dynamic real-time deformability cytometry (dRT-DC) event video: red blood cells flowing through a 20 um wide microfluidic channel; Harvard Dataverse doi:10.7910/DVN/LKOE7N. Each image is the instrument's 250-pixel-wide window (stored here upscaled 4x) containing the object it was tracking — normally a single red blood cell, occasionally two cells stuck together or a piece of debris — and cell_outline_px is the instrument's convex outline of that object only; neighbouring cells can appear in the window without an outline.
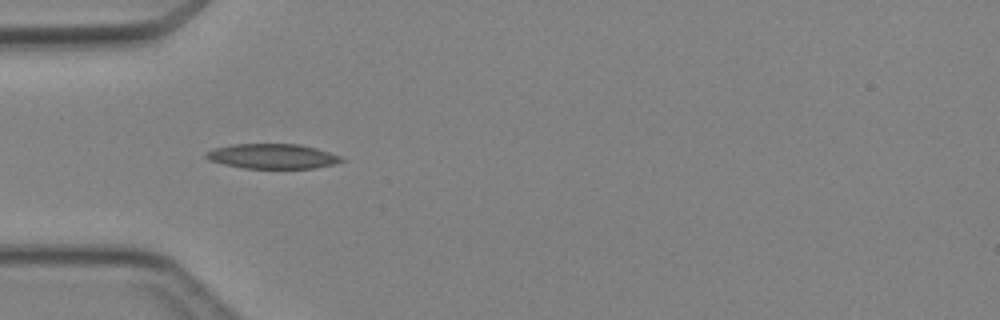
{"species": "Egyptian fruit bat (a non-hibernating species)", "species_latin": "Rousettus aegyptiacus", "temperature_condition": "cold", "stored_images_in_passage": 8, "camera_frame_rate_fps": 3000, "um_per_image_px": 0.085, "animal": {"sex": "female"}, "frame": {"image": 1, "passage_image": 7, "time_ms": 6.667, "image_size_px": [1000, 320], "cell_outline_px": [[344, 160], [332, 164], [312, 168], [244, 168], [224, 164], [208, 160], [204, 156], [204, 152], [212, 148], [232, 144], [300, 144], [316, 148], [344, 156]], "centroid_in_image_um": [23.12, 13.27], "position_along_channel_um": 61.9, "area_um2": 19.71}}
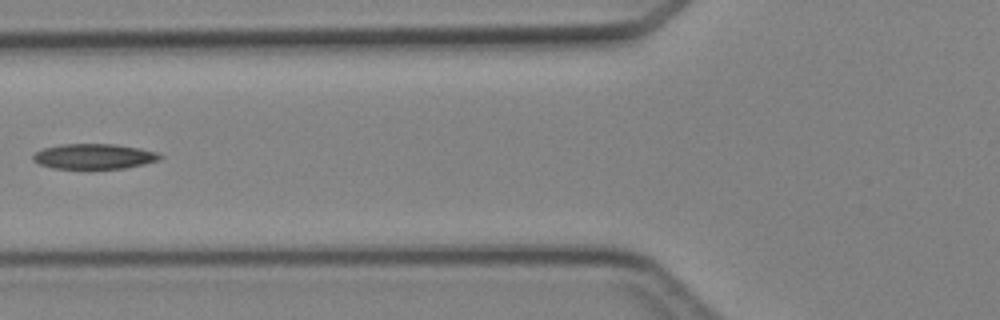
{"frame": {"image": 2, "passage_image": 8, "time_ms": 8.0, "image_size_px": [1000, 320], "cell_outline_px": [[164, 156], [160, 160], [144, 164], [124, 168], [52, 168], [40, 164], [32, 160], [32, 156], [36, 152], [44, 148], [60, 144], [116, 144], [140, 148], [156, 152]], "centroid_in_image_um": [8.01, 13.28], "position_along_channel_um": 117.8, "area_um2": 18.61}}